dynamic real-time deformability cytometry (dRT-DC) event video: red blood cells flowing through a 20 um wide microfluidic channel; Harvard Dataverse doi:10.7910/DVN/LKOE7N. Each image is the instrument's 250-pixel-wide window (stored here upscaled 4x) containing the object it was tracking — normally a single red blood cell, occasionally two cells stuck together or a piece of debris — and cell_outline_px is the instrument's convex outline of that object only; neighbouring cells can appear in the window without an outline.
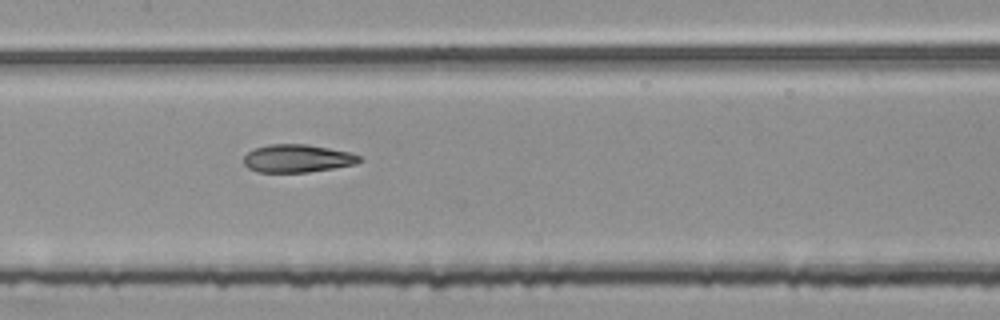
{"species": "common noctule bat (a hibernating species)", "species_latin": "Nyctalus noctula", "temperature_condition": "room temperature", "stored_images_in_passage": 48, "segment_of_instrument_passage": [2, 2], "camera_frame_rate_fps": 3000, "um_per_image_px": 0.085, "animal": {"sex": "female", "body_mass_g": 25.1}, "frame": {"image": 1, "passage_image": 26, "time_ms": 8.333, "image_size_px": [1000, 320], "cell_outline_px": [[364, 160], [356, 164], [308, 172], [256, 172], [248, 168], [244, 164], [244, 156], [248, 152], [256, 148], [268, 144], [308, 144], [348, 152], [364, 156]], "centroid_in_image_um": [25.3, 13.46], "position_along_channel_um": 182.1, "area_um2": 18.9}}
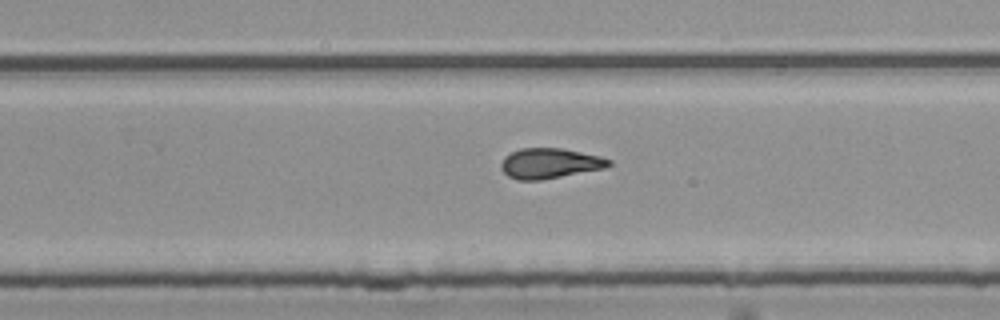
{"frame": {"image": 2, "passage_image": 34, "time_ms": 11.0, "image_size_px": [1000, 320], "cell_outline_px": [[612, 164], [604, 168], [540, 180], [516, 180], [508, 176], [504, 172], [500, 164], [504, 156], [520, 148], [564, 148], [600, 156], [612, 160]], "centroid_in_image_um": [46.72, 13.87], "position_along_channel_um": 283.1, "area_um2": 18.96}}
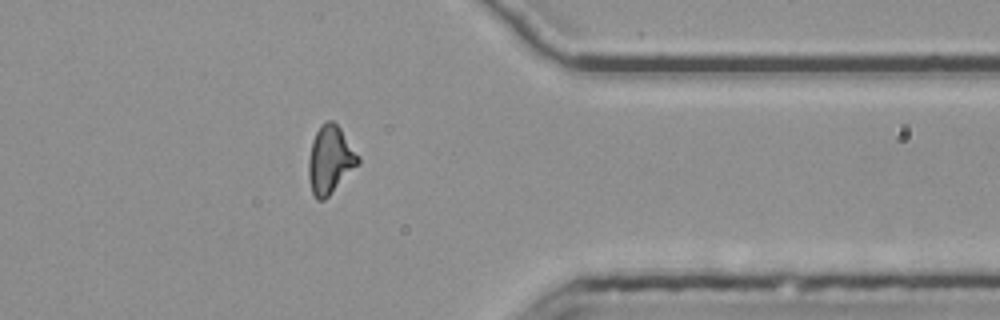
{"frame": {"image": 3, "passage_image": 43, "time_ms": 14.0, "image_size_px": [1000, 320], "cell_outline_px": [[360, 164], [324, 200], [316, 200], [312, 192], [308, 176], [308, 160], [312, 140], [320, 124], [328, 120], [332, 120], [340, 128], [360, 156]], "centroid_in_image_um": [28.07, 13.58], "position_along_channel_um": 383.3, "area_um2": 19.71}}